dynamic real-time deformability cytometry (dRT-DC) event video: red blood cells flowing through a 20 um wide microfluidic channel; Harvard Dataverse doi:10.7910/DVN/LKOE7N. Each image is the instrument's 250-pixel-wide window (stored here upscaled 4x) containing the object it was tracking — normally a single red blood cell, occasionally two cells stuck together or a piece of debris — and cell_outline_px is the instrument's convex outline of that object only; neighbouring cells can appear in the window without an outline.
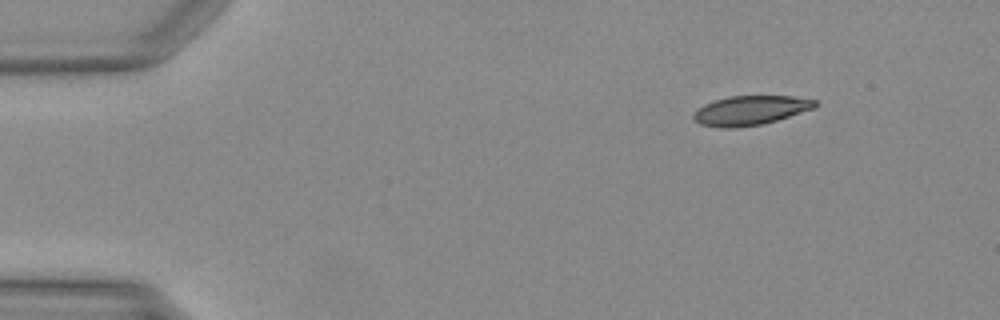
{"species": "Egyptian fruit bat (a non-hibernating species)", "species_latin": "Rousettus aegyptiacus", "temperature_condition": "warm", "stored_images_in_passage": 11, "camera_frame_rate_fps": 3000, "um_per_image_px": 0.085, "animal": {"sex": "female"}, "frame": {"image": 1, "passage_image": 1, "time_ms": 0.0, "image_size_px": [1000, 320], "cell_outline_px": [[820, 104], [816, 108], [764, 124], [736, 128], [720, 128], [700, 124], [692, 116], [704, 104], [728, 96], [792, 96], [816, 100]], "centroid_in_image_um": [63.84, 9.39], "position_along_channel_um": 21.2, "area_um2": 20.87}}